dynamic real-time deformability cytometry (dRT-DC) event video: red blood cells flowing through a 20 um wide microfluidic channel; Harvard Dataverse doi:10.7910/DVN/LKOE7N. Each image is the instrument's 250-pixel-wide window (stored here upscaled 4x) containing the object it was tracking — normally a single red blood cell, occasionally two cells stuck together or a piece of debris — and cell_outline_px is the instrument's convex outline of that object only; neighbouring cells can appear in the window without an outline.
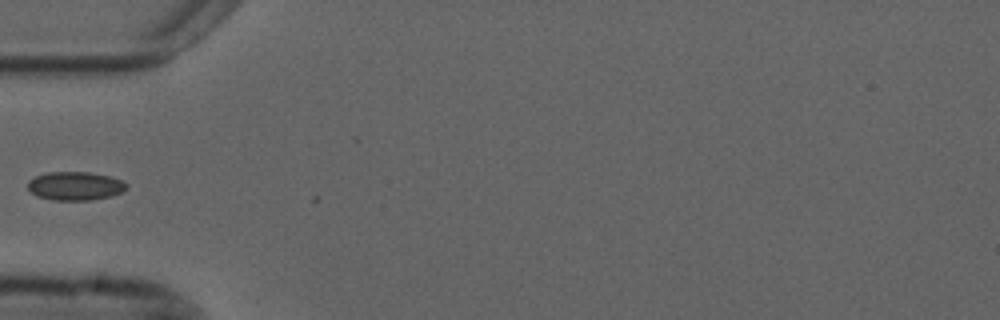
{"species": "common noctule bat (a hibernating species)", "species_latin": "Nyctalus noctula", "temperature_condition": "cold", "stored_images_in_passage": 2, "camera_frame_rate_fps": 3000, "um_per_image_px": 0.085, "animal": {"sex": "male", "forearm_length_mm": 52.5}, "frame": {"image": 1, "passage_image": 1, "time_ms": 0.0, "image_size_px": [1000, 320], "cell_outline_px": [[128, 188], [112, 196], [88, 200], [52, 200], [36, 196], [28, 188], [28, 180], [36, 176], [48, 172], [88, 172], [108, 176], [120, 180], [128, 184]], "centroid_in_image_um": [6.38, 15.81], "position_along_channel_um": 78.6, "area_um2": 16.36}}